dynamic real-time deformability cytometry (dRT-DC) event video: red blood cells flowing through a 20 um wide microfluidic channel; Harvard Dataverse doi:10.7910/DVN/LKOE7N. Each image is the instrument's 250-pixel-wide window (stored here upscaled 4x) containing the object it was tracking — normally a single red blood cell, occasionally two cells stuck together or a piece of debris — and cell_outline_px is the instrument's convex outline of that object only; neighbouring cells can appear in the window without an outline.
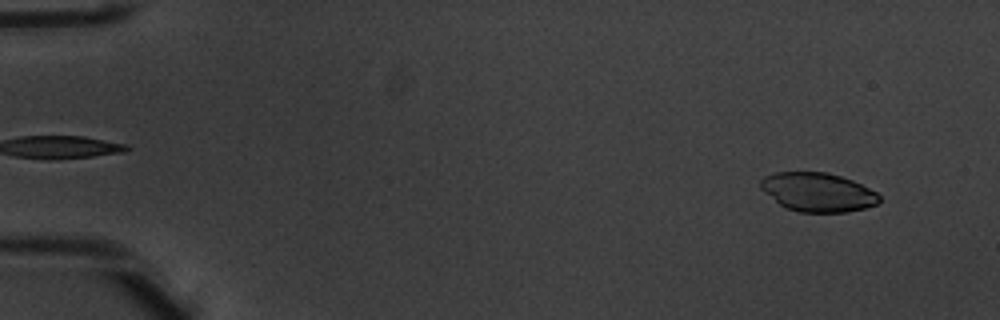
{"species": "common noctule bat (a hibernating species)", "species_latin": "Nyctalus noctula", "temperature_condition": "warm", "stored_images_in_passage": 51, "camera_frame_rate_fps": 3000, "um_per_image_px": 0.085, "animal": {"sex": "male", "body_mass_g": 20.1, "forearm_length_mm": 53.5}, "frame": {"image": 1, "passage_image": 4, "time_ms": 1.0, "image_size_px": [1000, 320], "cell_outline_px": [[880, 200], [876, 204], [864, 208], [848, 212], [796, 212], [784, 208], [764, 192], [760, 188], [760, 180], [764, 176], [776, 172], [828, 172], [852, 180], [876, 192], [880, 196]], "centroid_in_image_um": [69.48, 16.34], "position_along_channel_um": 15.5, "area_um2": 26.99}}
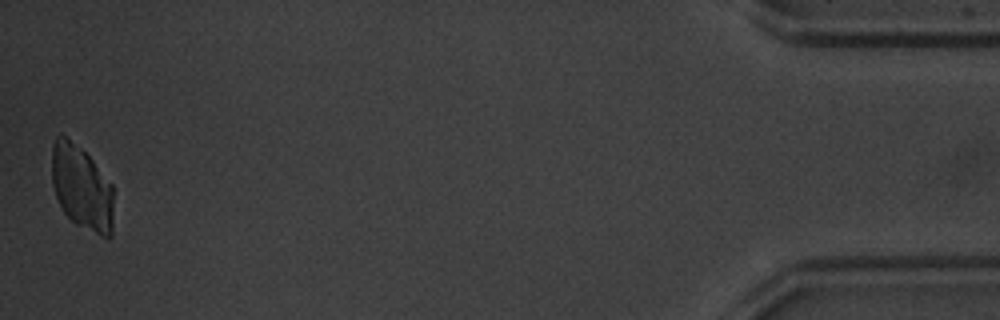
{"frame": {"image": 2, "passage_image": 51, "time_ms": 16.667, "image_size_px": [1000, 320], "cell_outline_px": [[112, 236], [108, 240], [76, 224], [64, 212], [56, 196], [52, 184], [52, 144], [56, 136], [60, 132], [80, 148], [92, 160], [112, 184]], "centroid_in_image_um": [6.94, 15.96], "position_along_channel_um": 428.3, "area_um2": 30.35}}